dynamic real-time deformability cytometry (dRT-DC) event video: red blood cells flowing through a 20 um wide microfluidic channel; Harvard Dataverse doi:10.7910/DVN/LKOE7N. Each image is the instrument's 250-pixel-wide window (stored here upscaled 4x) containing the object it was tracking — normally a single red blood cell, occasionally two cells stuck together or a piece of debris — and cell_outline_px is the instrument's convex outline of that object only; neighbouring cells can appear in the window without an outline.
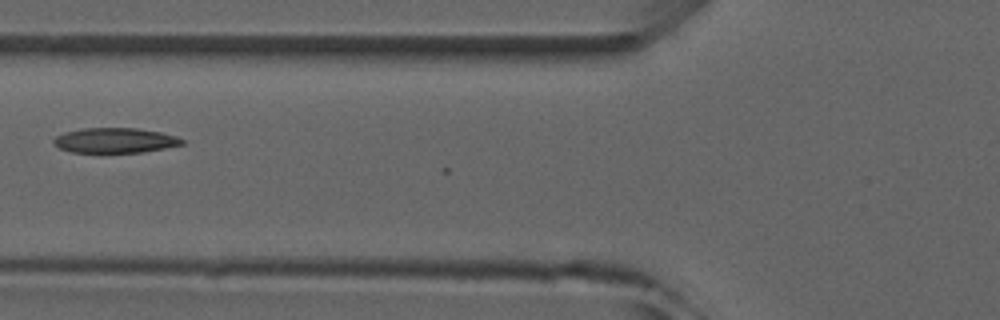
{"species": "common noctule bat (a hibernating species)", "species_latin": "Nyctalus noctula", "temperature_condition": "room temperature", "stored_images_in_passage": 5, "camera_frame_rate_fps": 3000, "um_per_image_px": 0.085, "animal": {"sex": "male", "forearm_length_mm": 52.5}, "frame": {"image": 1, "passage_image": 5, "time_ms": 4.333, "image_size_px": [1000, 320], "cell_outline_px": [[184, 144], [144, 152], [72, 152], [60, 148], [52, 144], [52, 140], [56, 136], [64, 132], [84, 128], [136, 128], [160, 132], [176, 136], [184, 140]], "centroid_in_image_um": [9.75, 11.93], "position_along_channel_um": 116.0, "area_um2": 18.67}}